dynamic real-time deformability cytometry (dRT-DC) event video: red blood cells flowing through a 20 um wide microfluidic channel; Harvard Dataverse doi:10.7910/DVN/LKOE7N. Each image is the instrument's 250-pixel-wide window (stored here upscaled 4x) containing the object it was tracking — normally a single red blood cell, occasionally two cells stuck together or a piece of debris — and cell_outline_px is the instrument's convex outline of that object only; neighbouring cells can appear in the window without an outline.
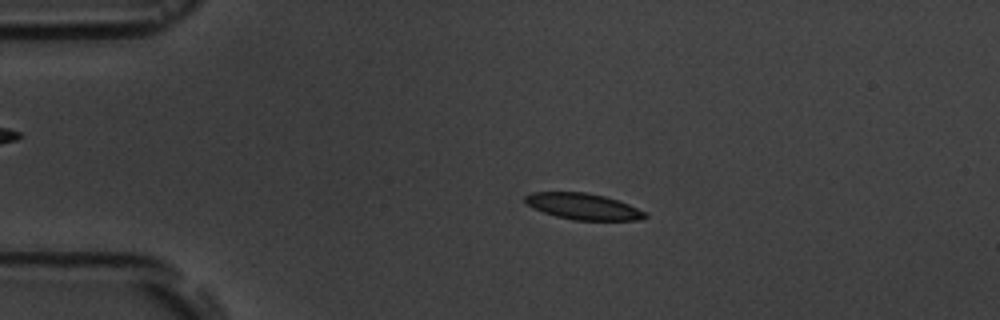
{"species": "common noctule bat (a hibernating species)", "species_latin": "Nyctalus noctula", "temperature_condition": "room temperature", "stored_images_in_passage": 8, "camera_frame_rate_fps": 3000, "um_per_image_px": 0.085, "animal": {"sex": "male", "body_mass_g": 19.5, "forearm_length_mm": 54.6}, "frame": {"image": 1, "passage_image": 3, "time_ms": 3.333, "image_size_px": [1000, 320], "cell_outline_px": [[648, 216], [636, 220], [572, 220], [556, 216], [532, 208], [524, 200], [524, 196], [532, 192], [584, 192], [604, 196], [628, 204], [648, 212]], "centroid_in_image_um": [49.57, 17.55], "position_along_channel_um": 35.4, "area_um2": 18.26}}
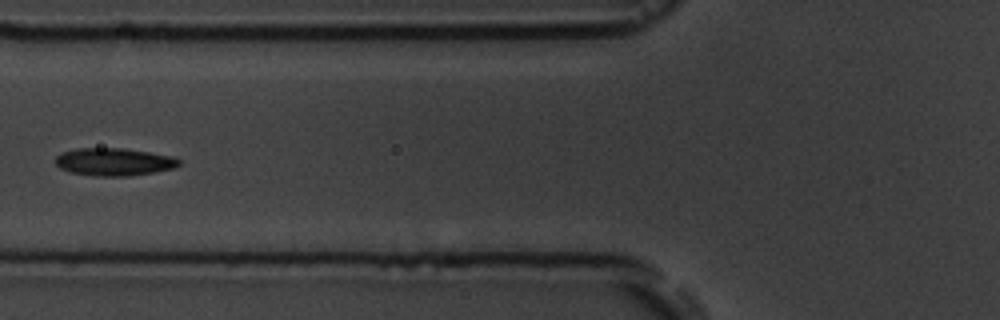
{"frame": {"image": 2, "passage_image": 6, "time_ms": 6.667, "image_size_px": [1000, 320], "cell_outline_px": [[180, 164], [176, 168], [156, 172], [128, 176], [96, 176], [72, 172], [60, 168], [56, 164], [56, 156], [60, 152], [76, 148], [124, 148], [172, 156], [180, 160]], "centroid_in_image_um": [9.7, 13.75], "position_along_channel_um": 116.1, "area_um2": 20.0}}
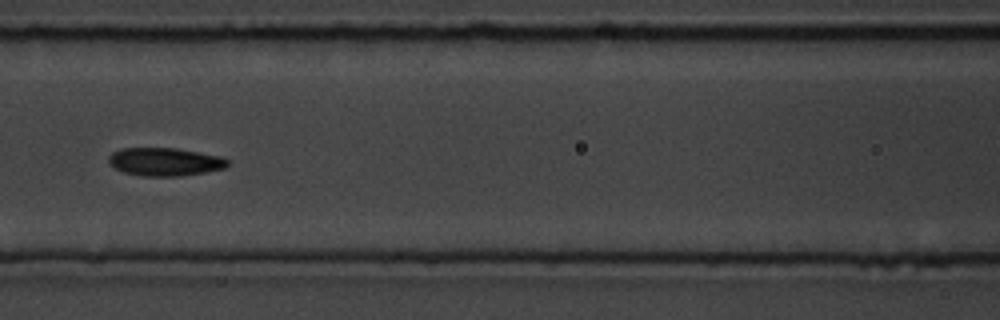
{"frame": {"image": 3, "passage_image": 7, "time_ms": 7.667, "image_size_px": [1000, 320], "cell_outline_px": [[228, 164], [224, 168], [204, 172], [180, 176], [144, 176], [124, 172], [116, 168], [108, 160], [108, 156], [112, 152], [120, 148], [176, 148], [224, 156], [228, 160]], "centroid_in_image_um": [14.03, 13.74], "position_along_channel_um": 152.6, "area_um2": 19.48}}